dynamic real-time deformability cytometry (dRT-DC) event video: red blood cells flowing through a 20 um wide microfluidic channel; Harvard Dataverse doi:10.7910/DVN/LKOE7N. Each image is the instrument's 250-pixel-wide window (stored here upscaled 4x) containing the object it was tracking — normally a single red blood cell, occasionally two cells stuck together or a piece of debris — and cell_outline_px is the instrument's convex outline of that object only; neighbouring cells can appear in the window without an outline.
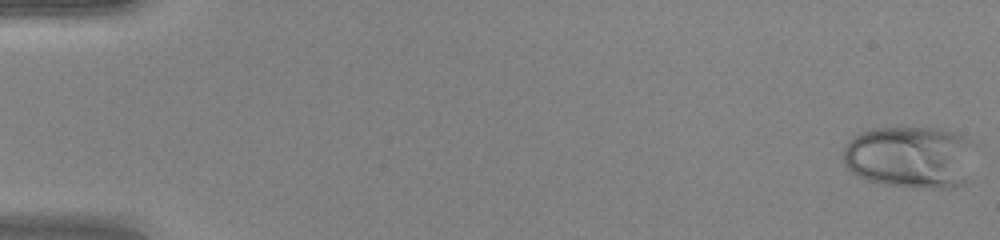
{"species": "human", "species_latin": "Homo sapiens", "temperature_condition": "warm", "stored_images_in_passage": 49, "camera_frame_rate_fps": 3000, "um_per_image_px": 0.085, "donor": {"sex": "female"}, "frame": {"image": 1, "passage_image": 1, "time_ms": 0.0, "image_size_px": [1000, 240], "cell_outline_px": [[972, 144], [968, 180], [964, 184], [952, 188], [928, 188], [884, 184], [868, 180], [856, 176], [848, 168], [844, 160], [844, 144], [856, 136], [872, 128], [940, 128], [952, 132], [968, 140]], "centroid_in_image_um": [77.36, 13.36], "position_along_channel_um": 7.6, "area_um2": 47.57}}
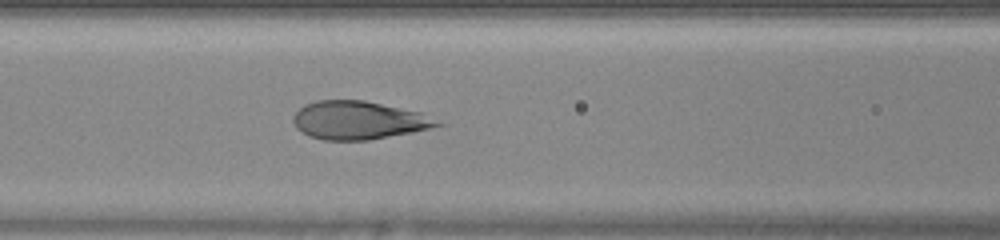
{"frame": {"image": 2, "passage_image": 22, "time_ms": 7.0, "image_size_px": [1000, 240], "cell_outline_px": [[444, 124], [412, 132], [368, 140], [324, 140], [308, 136], [300, 132], [296, 128], [292, 120], [292, 116], [304, 104], [316, 100], [364, 100], [420, 112]], "centroid_in_image_um": [30.4, 10.22], "position_along_channel_um": 136.2, "area_um2": 31.96}}
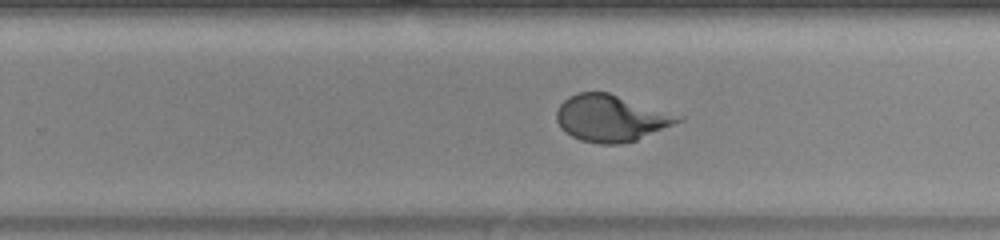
{"frame": {"image": 3, "passage_image": 32, "time_ms": 10.333, "image_size_px": [1000, 240], "cell_outline_px": [[684, 120], [636, 140], [620, 144], [600, 144], [580, 140], [572, 136], [560, 128], [556, 120], [556, 112], [560, 104], [568, 96], [576, 92], [608, 92], [684, 116]], "centroid_in_image_um": [51.93, 10.04], "position_along_channel_um": 277.9, "area_um2": 33.12}}